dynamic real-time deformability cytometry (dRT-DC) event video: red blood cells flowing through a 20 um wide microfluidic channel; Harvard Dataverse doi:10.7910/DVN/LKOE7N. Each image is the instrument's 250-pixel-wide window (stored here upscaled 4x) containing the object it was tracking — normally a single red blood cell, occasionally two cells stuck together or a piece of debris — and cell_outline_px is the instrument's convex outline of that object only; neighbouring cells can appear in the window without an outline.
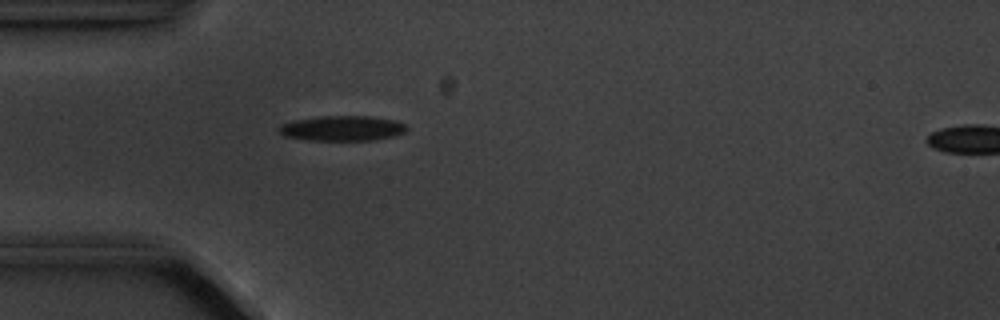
{"species": "common noctule bat (a hibernating species)", "species_latin": "Nyctalus noctula", "temperature_condition": "cold", "stored_images_in_passage": 6, "camera_frame_rate_fps": 3000, "um_per_image_px": 0.085, "animal": {"sex": "male", "body_mass_g": 20.1, "forearm_length_mm": 53.5}, "frame": {"image": 1, "passage_image": 5, "time_ms": 5.0, "image_size_px": [1000, 320], "cell_outline_px": [[408, 128], [404, 132], [396, 136], [376, 140], [308, 140], [284, 136], [276, 132], [276, 128], [280, 124], [292, 120], [320, 116], [368, 116], [392, 120], [404, 124]], "centroid_in_image_um": [29.02, 10.91], "position_along_channel_um": 56.0, "area_um2": 18.9}}